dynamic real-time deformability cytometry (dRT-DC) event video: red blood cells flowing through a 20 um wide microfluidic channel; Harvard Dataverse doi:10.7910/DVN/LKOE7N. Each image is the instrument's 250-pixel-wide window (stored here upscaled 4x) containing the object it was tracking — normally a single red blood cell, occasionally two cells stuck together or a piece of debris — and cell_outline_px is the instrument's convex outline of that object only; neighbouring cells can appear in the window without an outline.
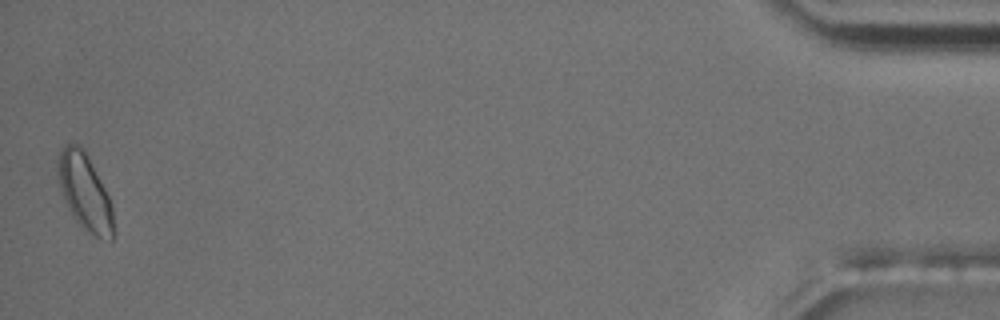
{"species": "common noctule bat (a hibernating species)", "species_latin": "Nyctalus noctula", "temperature_condition": "room temperature", "stored_images_in_passage": 55, "camera_frame_rate_fps": 3000, "um_per_image_px": 0.085, "animal": {"sex": "male", "body_mass_g": 17.5, "forearm_length_mm": 52.3}, "frame": {"image": 1, "passage_image": 55, "time_ms": 18.0, "image_size_px": [1000, 320], "cell_outline_px": [[112, 240], [108, 240], [84, 232], [72, 216], [68, 208], [60, 184], [60, 152], [68, 144], [80, 144], [88, 156], [112, 204]], "centroid_in_image_um": [7.24, 16.38], "position_along_channel_um": 428.0, "area_um2": 23.81}, "authors_computed_cell_mechanics": {"area_um2": 18.785, "velocity_mm_per_s": 3.7101, "shape_relaxation_time_tau1_ms": 2.1357, "shape_relaxation_time_tau2_ms": 3.1802, "deformation_change_tau1": 0.0595, "deformation_change_tau2": 0.065}}